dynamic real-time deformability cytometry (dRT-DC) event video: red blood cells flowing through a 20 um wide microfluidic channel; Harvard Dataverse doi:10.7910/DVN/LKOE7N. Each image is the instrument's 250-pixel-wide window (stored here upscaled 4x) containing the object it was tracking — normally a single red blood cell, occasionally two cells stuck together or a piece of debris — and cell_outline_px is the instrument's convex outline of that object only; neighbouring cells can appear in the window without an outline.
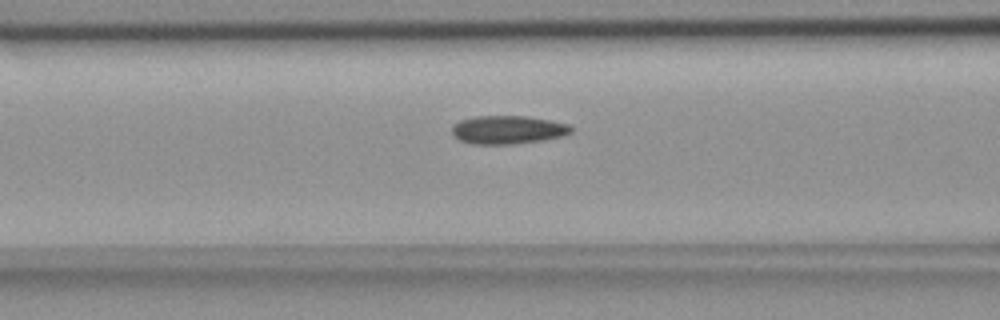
{"species": "common noctule bat (a hibernating species)", "species_latin": "Nyctalus noctula", "temperature_condition": "room temperature", "stored_images_in_passage": 41, "camera_frame_rate_fps": 3000, "um_per_image_px": 0.085, "animal": {"sex": "female", "body_mass_g": 18.4}, "frame": {"image": 1, "passage_image": 8, "time_ms": 2.333, "image_size_px": [1000, 320], "cell_outline_px": [[572, 132], [564, 136], [540, 140], [512, 144], [472, 144], [460, 140], [452, 136], [452, 124], [460, 120], [476, 116], [528, 116], [568, 124], [572, 128]], "centroid_in_image_um": [43.13, 11.03], "position_along_channel_um": 123.5, "area_um2": 19.71}}
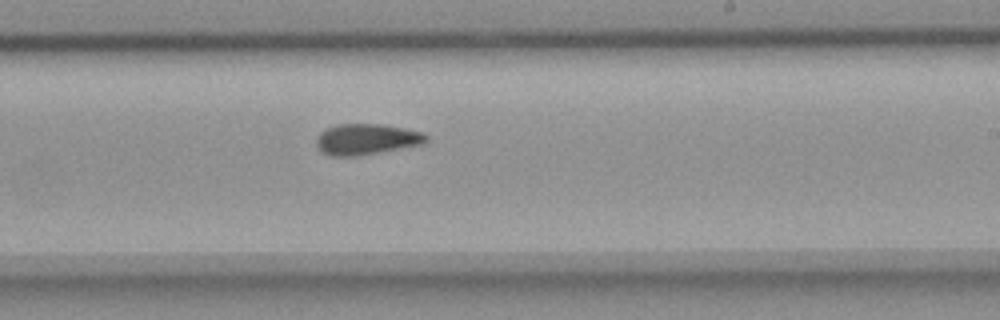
{"frame": {"image": 2, "passage_image": 19, "time_ms": 6.0, "image_size_px": [1000, 320], "cell_outline_px": [[428, 140], [424, 144], [356, 156], [332, 156], [324, 152], [316, 144], [316, 140], [320, 132], [336, 124], [384, 124], [424, 132], [428, 136]], "centroid_in_image_um": [31.19, 11.82], "position_along_channel_um": 257.8, "area_um2": 19.71}}
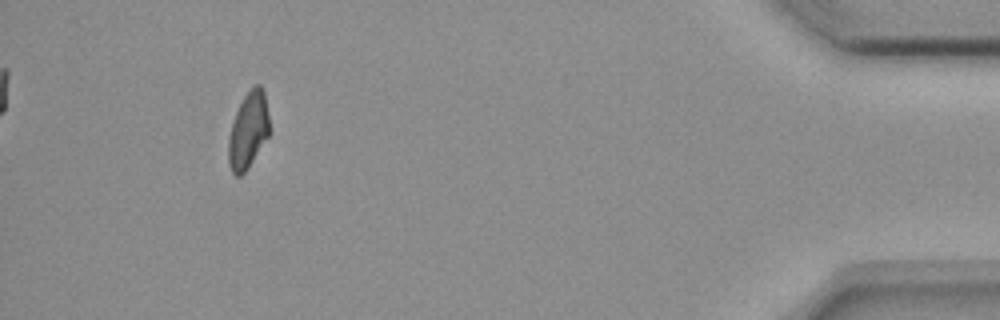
{"frame": {"image": 3, "passage_image": 37, "time_ms": 12.0, "image_size_px": [1000, 320], "cell_outline_px": [[268, 136], [248, 168], [240, 176], [236, 176], [232, 172], [228, 164], [228, 136], [236, 112], [244, 96], [252, 84], [260, 84], [264, 92], [268, 116]], "centroid_in_image_um": [21.08, 11.08], "position_along_channel_um": 414.1, "area_um2": 18.09}, "authors_computed_cell_mechanics": {"area_um2": 19.1896, "velocity_mm_per_s": 3.6797, "shape_relaxation_time_tau1_ms": null, "shape_relaxation_time_tau2_ms": 2.8318, "deformation_change_tau1": null, "deformation_change_tau2": 0.0778}}